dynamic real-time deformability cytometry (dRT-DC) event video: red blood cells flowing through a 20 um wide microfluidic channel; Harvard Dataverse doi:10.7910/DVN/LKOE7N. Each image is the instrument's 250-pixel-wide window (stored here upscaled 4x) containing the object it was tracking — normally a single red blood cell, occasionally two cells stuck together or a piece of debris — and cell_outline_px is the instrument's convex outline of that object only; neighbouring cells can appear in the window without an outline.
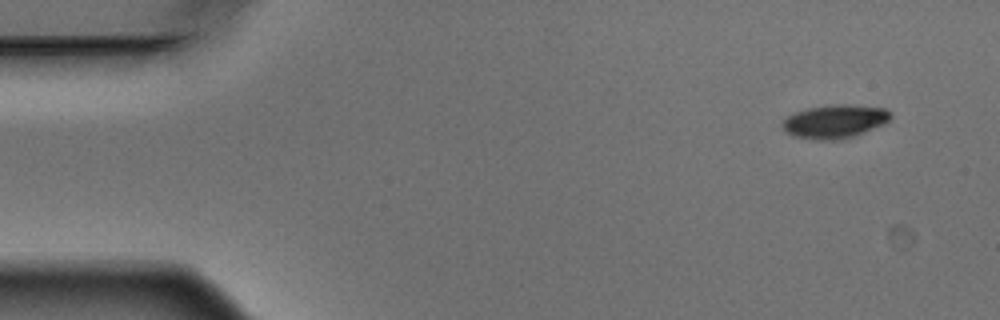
{"species": "Egyptian fruit bat (a non-hibernating species)", "species_latin": "Rousettus aegyptiacus", "temperature_condition": "warm", "stored_images_in_passage": 4, "segment_of_instrument_passage": [1, 2], "camera_frame_rate_fps": 3000, "um_per_image_px": 0.085, "animal": {"sex": "male"}, "frame": {"image": 1, "passage_image": 1, "time_ms": 0.0, "image_size_px": [1000, 320], "cell_outline_px": [[892, 116], [884, 124], [852, 136], [840, 140], [812, 140], [792, 136], [784, 132], [780, 124], [792, 112], [808, 108], [836, 104], [848, 104], [884, 108], [892, 112]], "centroid_in_image_um": [70.9, 10.33], "position_along_channel_um": 14.1, "area_um2": 21.33}}